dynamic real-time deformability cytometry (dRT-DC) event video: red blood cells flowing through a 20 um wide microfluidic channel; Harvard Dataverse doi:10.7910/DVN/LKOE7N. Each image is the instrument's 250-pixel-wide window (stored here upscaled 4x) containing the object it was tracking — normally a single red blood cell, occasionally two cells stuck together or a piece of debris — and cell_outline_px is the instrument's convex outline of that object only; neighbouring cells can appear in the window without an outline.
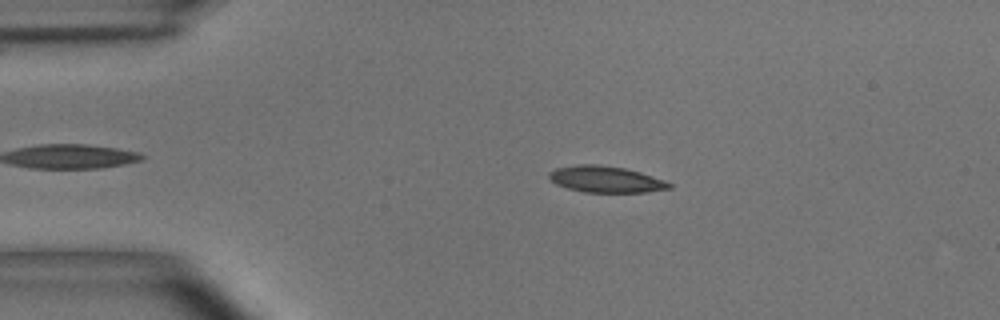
{"species": "common noctule bat (a hibernating species)", "species_latin": "Nyctalus noctula", "temperature_condition": "room temperature", "stored_images_in_passage": 3, "camera_frame_rate_fps": 3000, "um_per_image_px": 0.085, "animal": {"sex": "male", "body_mass_g": 15.6}, "frame": {"image": 1, "passage_image": 2, "time_ms": 0.333, "image_size_px": [1000, 320], "cell_outline_px": [[672, 188], [648, 192], [584, 192], [568, 188], [556, 184], [548, 176], [548, 172], [556, 168], [580, 164], [596, 164], [624, 168], [640, 172], [664, 180], [672, 184]], "centroid_in_image_um": [51.5, 15.24], "position_along_channel_um": 33.5, "area_um2": 18.38}}